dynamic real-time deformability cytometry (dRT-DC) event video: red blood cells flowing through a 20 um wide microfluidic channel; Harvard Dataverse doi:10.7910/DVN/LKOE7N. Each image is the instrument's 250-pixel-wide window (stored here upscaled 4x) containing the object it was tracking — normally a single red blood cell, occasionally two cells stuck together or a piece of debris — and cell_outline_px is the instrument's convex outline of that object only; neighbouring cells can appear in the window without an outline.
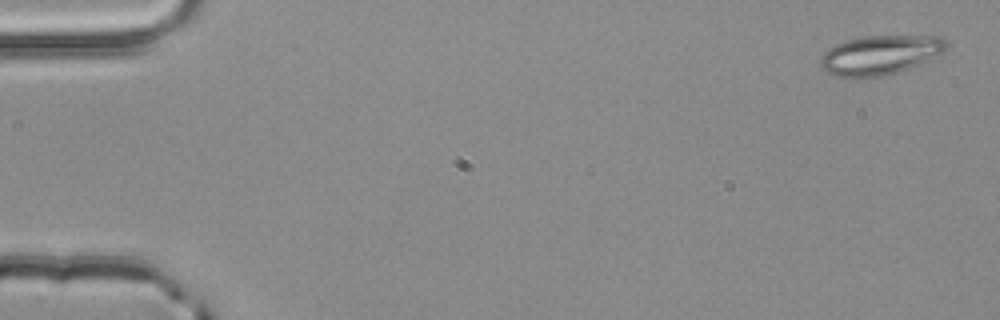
{"species": "common noctule bat (a hibernating species)", "species_latin": "Nyctalus noctula", "temperature_condition": "room temperature", "stored_images_in_passage": 4, "camera_frame_rate_fps": 3000, "um_per_image_px": 0.085, "animal": {"sex": "male", "body_mass_g": 20.4}, "frame": {"image": 1, "passage_image": 1, "time_ms": 0.0, "image_size_px": [1000, 320], "cell_outline_px": [[948, 44], [944, 52], [920, 64], [900, 72], [884, 76], [852, 80], [836, 76], [820, 68], [820, 56], [828, 48], [836, 44], [848, 40], [864, 36], [944, 36]], "centroid_in_image_um": [74.79, 4.71], "position_along_channel_um": 10.2, "area_um2": 29.54}}